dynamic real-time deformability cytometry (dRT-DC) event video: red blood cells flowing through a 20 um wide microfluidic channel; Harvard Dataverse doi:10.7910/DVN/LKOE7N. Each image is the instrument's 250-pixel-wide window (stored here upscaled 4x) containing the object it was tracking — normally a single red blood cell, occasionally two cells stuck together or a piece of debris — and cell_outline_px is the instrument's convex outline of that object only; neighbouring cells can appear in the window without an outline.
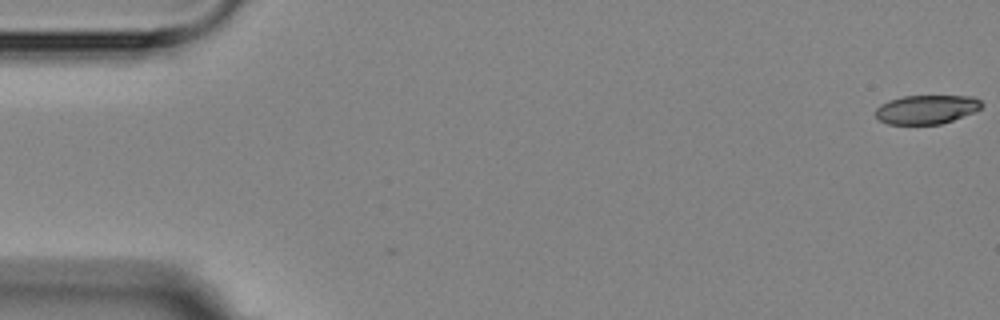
{"species": "Egyptian fruit bat (a non-hibernating species)", "species_latin": "Rousettus aegyptiacus", "temperature_condition": "room temperature", "stored_images_in_passage": 4, "camera_frame_rate_fps": 3000, "um_per_image_px": 0.085, "animal": {"sex": "female"}, "frame": {"image": 1, "passage_image": 1, "time_ms": 0.0, "image_size_px": [1000, 320], "cell_outline_px": [[984, 104], [976, 112], [940, 124], [888, 124], [880, 120], [876, 116], [876, 108], [880, 104], [888, 100], [904, 96], [972, 96], [980, 100]], "centroid_in_image_um": [78.77, 9.29], "position_along_channel_um": 6.2, "area_um2": 17.92}}